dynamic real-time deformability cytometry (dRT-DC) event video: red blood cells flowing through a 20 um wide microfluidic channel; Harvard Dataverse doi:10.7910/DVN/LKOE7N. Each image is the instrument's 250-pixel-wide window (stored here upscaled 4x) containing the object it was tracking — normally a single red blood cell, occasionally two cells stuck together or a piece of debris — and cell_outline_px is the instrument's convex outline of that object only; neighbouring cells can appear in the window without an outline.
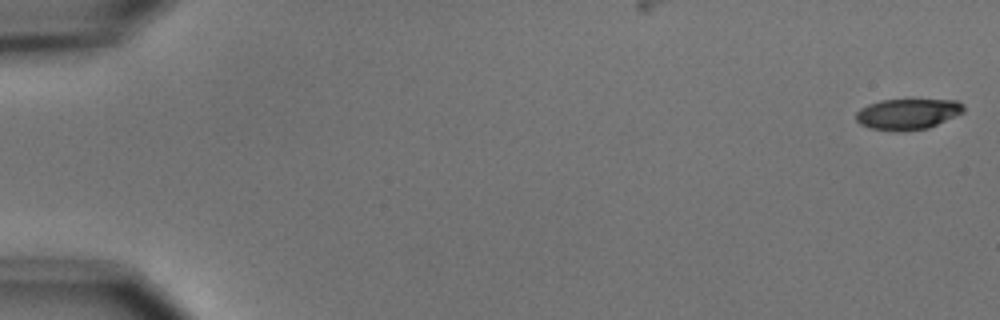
{"species": "common noctule bat (a hibernating species)", "species_latin": "Nyctalus noctula", "temperature_condition": "cold", "stored_images_in_passage": 5, "camera_frame_rate_fps": 3000, "um_per_image_px": 0.085, "animal": {"sex": "male", "body_mass_g": 15.6}, "frame": {"image": 1, "passage_image": 1, "time_ms": 0.0, "image_size_px": [1000, 320], "cell_outline_px": [[964, 112], [928, 128], [872, 128], [860, 124], [856, 120], [856, 112], [860, 108], [868, 104], [880, 100], [956, 100], [964, 104]], "centroid_in_image_um": [77.17, 9.63], "position_along_channel_um": 7.8, "area_um2": 18.5}}
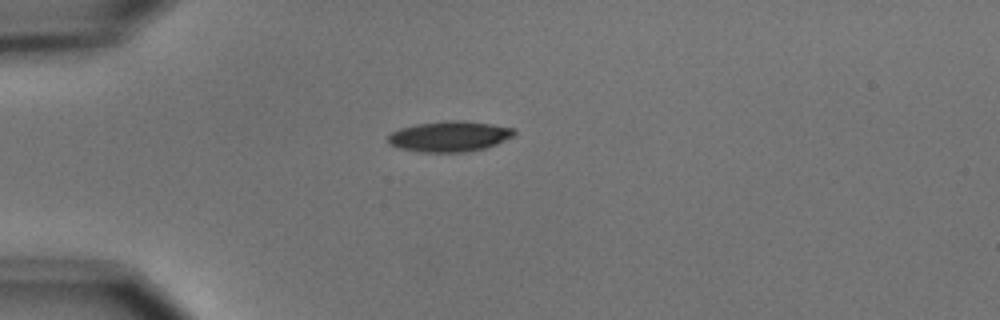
{"frame": {"image": 2, "passage_image": 5, "time_ms": 4.667, "image_size_px": [1000, 320], "cell_outline_px": [[516, 132], [512, 136], [496, 144], [484, 148], [464, 152], [420, 152], [400, 148], [388, 144], [388, 136], [392, 132], [400, 128], [416, 124], [452, 120], [464, 120], [516, 128]], "centroid_in_image_um": [38.2, 11.59], "position_along_channel_um": 46.8, "area_um2": 22.37}}